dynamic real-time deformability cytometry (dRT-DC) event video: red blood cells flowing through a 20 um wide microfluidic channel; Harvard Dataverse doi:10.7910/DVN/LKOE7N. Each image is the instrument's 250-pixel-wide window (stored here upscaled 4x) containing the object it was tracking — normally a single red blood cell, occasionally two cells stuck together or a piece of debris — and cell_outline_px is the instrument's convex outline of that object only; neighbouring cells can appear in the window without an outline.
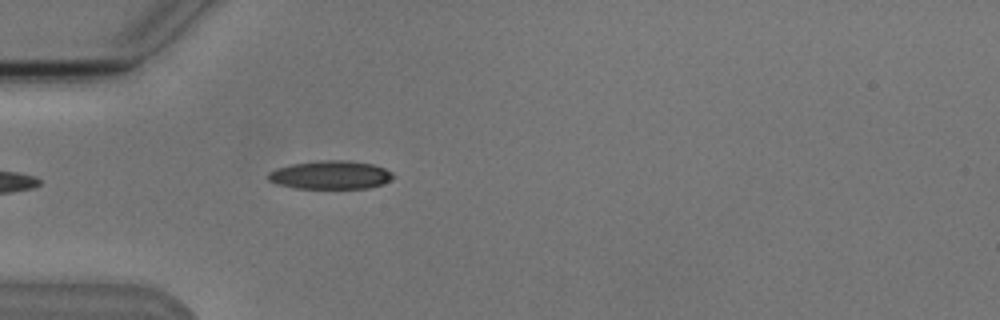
{"species": "Egyptian fruit bat (a non-hibernating species)", "species_latin": "Rousettus aegyptiacus", "temperature_condition": "cold", "stored_images_in_passage": 4, "camera_frame_rate_fps": 3000, "um_per_image_px": 0.085, "animal": {"sex": "male"}, "frame": {"image": 1, "passage_image": 4, "time_ms": 4.333, "image_size_px": [1000, 320], "cell_outline_px": [[396, 176], [380, 184], [368, 188], [296, 188], [276, 184], [268, 180], [268, 172], [276, 168], [292, 164], [324, 160], [348, 160], [372, 164], [384, 168], [392, 172]], "centroid_in_image_um": [28.07, 14.86], "position_along_channel_um": 56.9, "area_um2": 20.58}}